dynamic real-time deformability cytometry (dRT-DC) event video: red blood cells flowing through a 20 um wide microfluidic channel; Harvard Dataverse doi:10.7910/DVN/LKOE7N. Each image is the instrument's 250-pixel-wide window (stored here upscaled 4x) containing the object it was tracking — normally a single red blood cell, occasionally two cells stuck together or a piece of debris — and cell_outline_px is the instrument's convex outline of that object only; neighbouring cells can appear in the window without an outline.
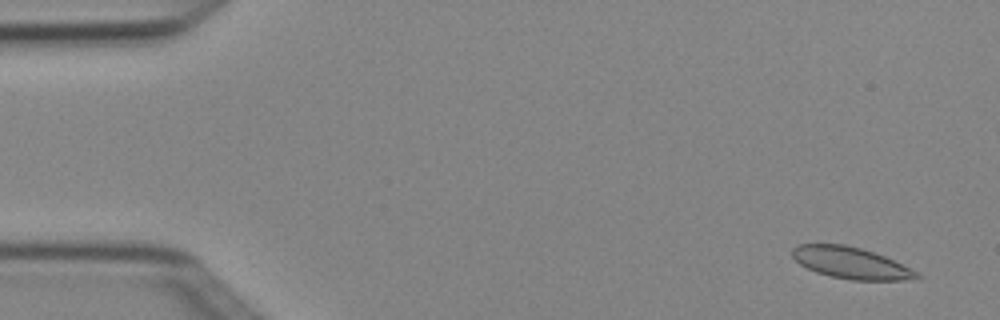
{"species": "Egyptian fruit bat (a non-hibernating species)", "species_latin": "Rousettus aegyptiacus", "temperature_condition": "cold", "stored_images_in_passage": 4, "camera_frame_rate_fps": 3000, "um_per_image_px": 0.085, "animal": {"sex": "female"}, "frame": {"image": 1, "passage_image": 1, "time_ms": 0.0, "image_size_px": [1000, 320], "cell_outline_px": [[924, 276], [904, 280], [852, 280], [832, 276], [816, 272], [800, 264], [792, 256], [792, 248], [796, 244], [844, 244], [860, 248], [884, 256]], "centroid_in_image_um": [72.27, 22.34], "position_along_channel_um": 12.7, "area_um2": 22.48}}